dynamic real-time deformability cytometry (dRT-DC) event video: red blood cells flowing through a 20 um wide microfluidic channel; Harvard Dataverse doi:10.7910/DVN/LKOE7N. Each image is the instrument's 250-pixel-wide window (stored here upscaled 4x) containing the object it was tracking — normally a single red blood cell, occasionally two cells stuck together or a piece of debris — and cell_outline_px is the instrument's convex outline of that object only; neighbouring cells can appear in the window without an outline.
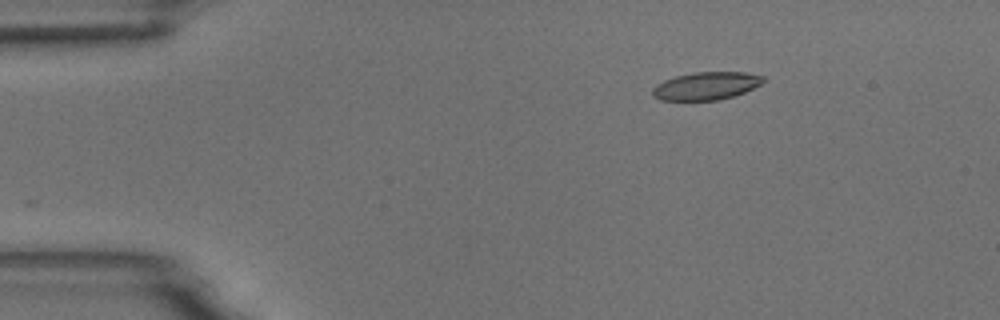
{"species": "common noctule bat (a hibernating species)", "species_latin": "Nyctalus noctula", "temperature_condition": "room temperature", "stored_images_in_passage": 47, "camera_frame_rate_fps": 3000, "um_per_image_px": 0.085, "animal": {"sex": "male", "body_mass_g": 18.8}, "frame": {"image": 1, "passage_image": 1, "time_ms": 0.0, "image_size_px": [1000, 320], "cell_outline_px": [[764, 80], [760, 84], [744, 92], [720, 100], [660, 100], [652, 96], [652, 88], [656, 84], [664, 80], [676, 76], [692, 72], [744, 72], [764, 76]], "centroid_in_image_um": [59.98, 7.3], "position_along_channel_um": 25.0, "area_um2": 17.92}}
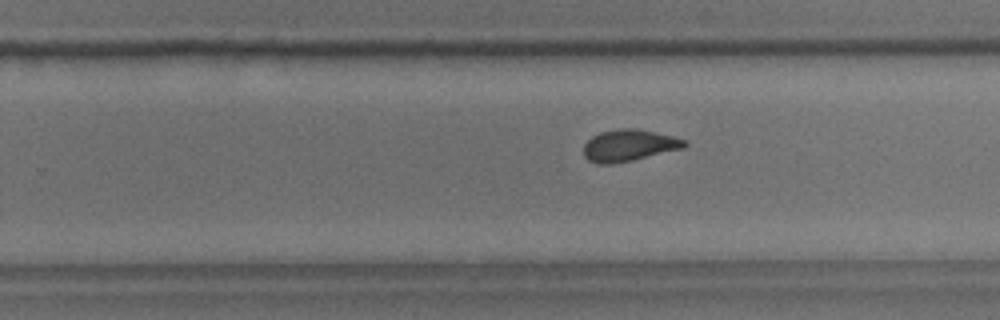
{"frame": {"image": 2, "passage_image": 27, "time_ms": 8.667, "image_size_px": [1000, 320], "cell_outline_px": [[688, 144], [684, 148], [632, 160], [612, 164], [596, 164], [588, 160], [584, 156], [584, 144], [592, 136], [600, 132], [620, 128], [636, 128], [672, 136], [684, 140]], "centroid_in_image_um": [53.43, 12.36], "position_along_channel_um": 276.4, "area_um2": 18.55}}
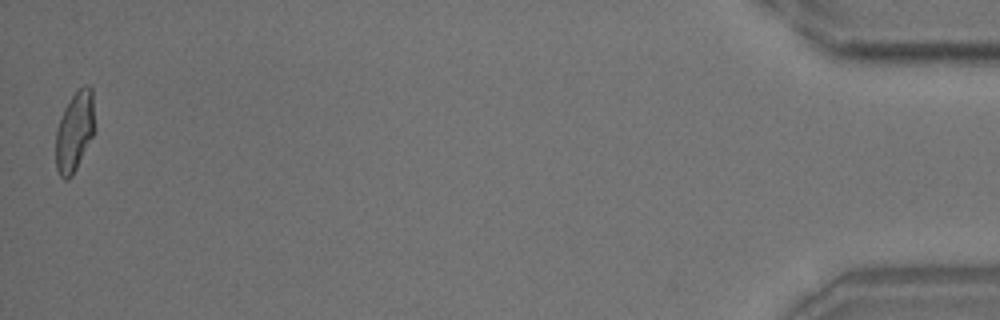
{"frame": {"image": 3, "passage_image": 47, "time_ms": 15.333, "image_size_px": [1000, 320], "cell_outline_px": [[96, 128], [72, 176], [68, 180], [64, 180], [60, 176], [56, 168], [56, 132], [64, 108], [72, 96], [84, 84], [88, 84], [92, 88]], "centroid_in_image_um": [6.36, 11.15], "position_along_channel_um": 428.8, "area_um2": 18.15}, "authors_computed_cell_mechanics": {"area_um2": 18.6116, "velocity_mm_per_s": 3.6789, "shape_relaxation_time_tau1_ms": 8.1275, "shape_relaxation_time_tau2_ms": 0.9941, "deformation_change_tau1": 0.2154, "deformation_change_tau2": 0.0763}}